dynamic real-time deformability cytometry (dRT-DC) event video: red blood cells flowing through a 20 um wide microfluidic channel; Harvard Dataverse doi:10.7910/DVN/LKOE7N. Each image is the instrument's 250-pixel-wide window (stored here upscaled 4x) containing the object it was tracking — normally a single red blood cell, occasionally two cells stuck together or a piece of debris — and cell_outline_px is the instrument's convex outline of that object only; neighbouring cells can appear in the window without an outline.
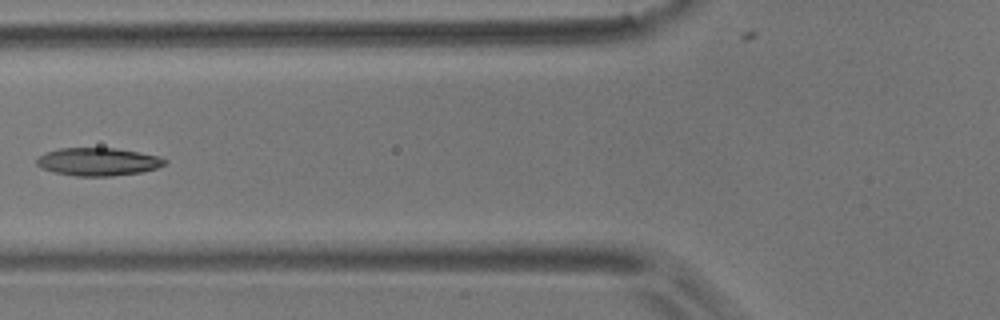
{"species": "common noctule bat (a hibernating species)", "species_latin": "Nyctalus noctula", "temperature_condition": "room temperature", "stored_images_in_passage": 9, "camera_frame_rate_fps": 3000, "um_per_image_px": 0.085, "animal": {"sex": "male", "body_mass_g": 17.9}, "frame": {"image": 1, "passage_image": 6, "time_ms": 1.667, "image_size_px": [1000, 320], "cell_outline_px": [[168, 160], [164, 164], [156, 168], [140, 172], [112, 176], [76, 176], [56, 172], [40, 168], [36, 164], [36, 160], [40, 156], [48, 152], [60, 148], [116, 148], [160, 156]], "centroid_in_image_um": [8.34, 13.74], "position_along_channel_um": 117.5, "area_um2": 20.69}}
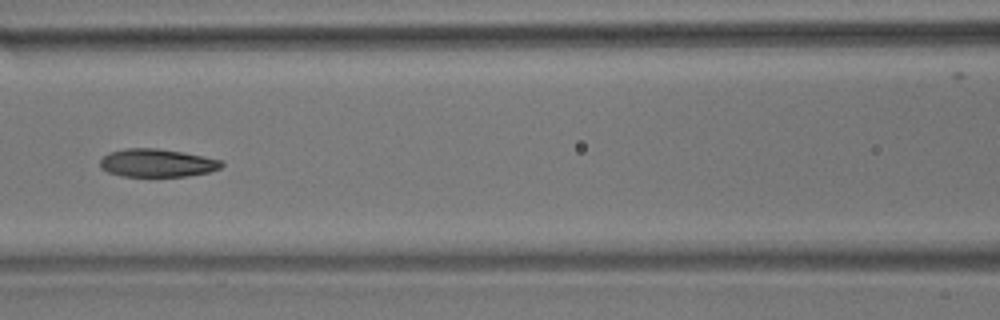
{"frame": {"image": 2, "passage_image": 7, "time_ms": 2.0, "image_size_px": [1000, 320], "cell_outline_px": [[224, 164], [220, 168], [208, 172], [188, 176], [120, 176], [108, 172], [100, 168], [100, 160], [108, 152], [124, 148], [156, 148], [184, 152], [224, 160]], "centroid_in_image_um": [13.35, 13.84], "position_along_channel_um": 153.2, "area_um2": 20.06}}
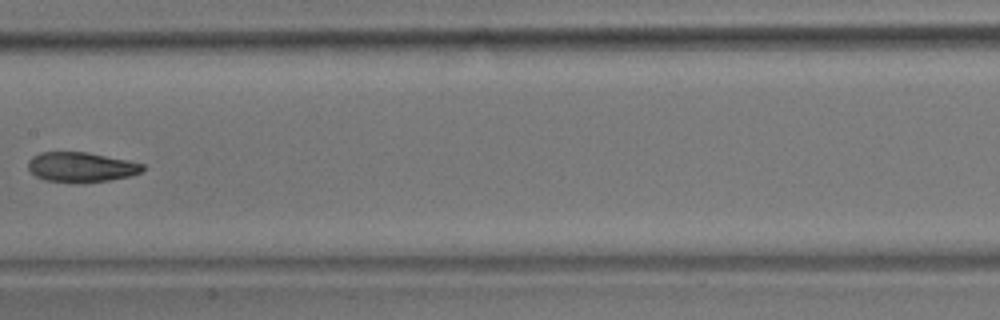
{"frame": {"image": 3, "passage_image": 8, "time_ms": 2.333, "image_size_px": [1000, 320], "cell_outline_px": [[144, 168], [140, 172], [128, 176], [108, 180], [76, 184], [44, 180], [36, 176], [28, 168], [28, 160], [32, 156], [40, 152], [88, 152], [128, 160], [144, 164]], "centroid_in_image_um": [6.86, 14.21], "position_along_channel_um": 200.5, "area_um2": 20.11}}